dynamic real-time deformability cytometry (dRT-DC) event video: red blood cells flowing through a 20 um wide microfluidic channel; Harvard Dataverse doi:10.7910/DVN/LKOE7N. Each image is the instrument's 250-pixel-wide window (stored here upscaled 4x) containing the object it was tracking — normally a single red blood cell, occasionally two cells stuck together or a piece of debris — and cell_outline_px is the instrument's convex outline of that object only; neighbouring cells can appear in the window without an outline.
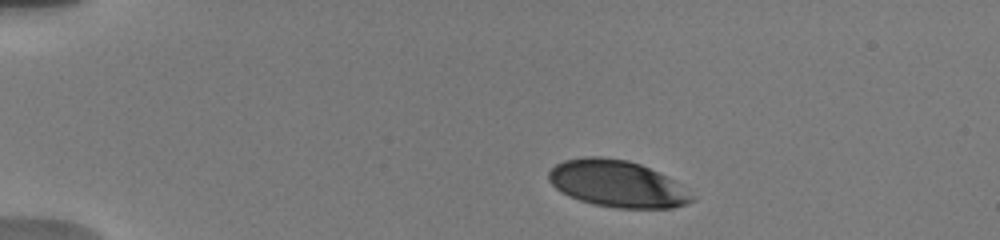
{"species": "human", "species_latin": "Homo sapiens", "temperature_condition": "warm", "stored_images_in_passage": 17, "camera_frame_rate_fps": 3000, "um_per_image_px": 0.085, "donor": {"sex": "male"}, "frame": {"image": 1, "passage_image": 1, "time_ms": 0.0, "image_size_px": [1000, 240], "cell_outline_px": [[696, 200], [688, 204], [672, 208], [616, 208], [592, 204], [568, 196], [560, 192], [548, 180], [548, 172], [556, 164], [564, 160], [584, 156], [600, 156], [628, 160], [640, 164], [668, 176], [692, 196]], "centroid_in_image_um": [52.43, 15.62], "position_along_channel_um": 32.6, "area_um2": 39.07}}
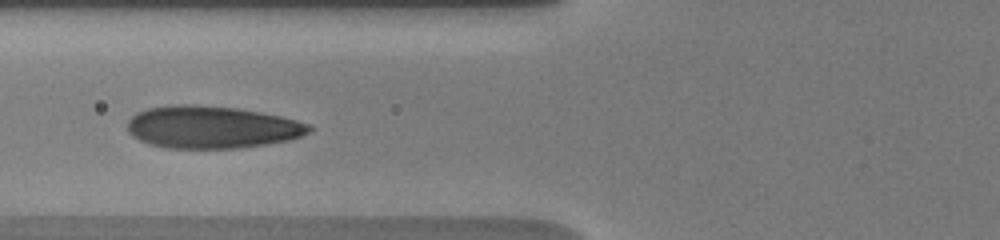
{"frame": {"image": 2, "passage_image": 12, "time_ms": 4.0, "image_size_px": [1000, 240], "cell_outline_px": [[312, 132], [288, 140], [268, 144], [240, 148], [164, 148], [148, 144], [132, 136], [128, 132], [128, 120], [136, 112], [148, 108], [180, 104], [196, 104], [236, 108], [260, 112], [280, 116], [312, 124]], "centroid_in_image_um": [18.0, 10.81], "position_along_channel_um": 107.8, "area_um2": 45.14}}
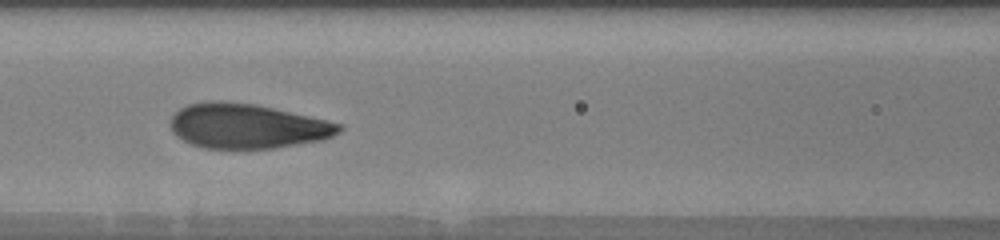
{"frame": {"image": 3, "passage_image": 15, "time_ms": 5.0, "image_size_px": [1000, 240], "cell_outline_px": [[344, 128], [340, 132], [324, 140], [272, 148], [204, 148], [192, 144], [176, 136], [172, 132], [168, 120], [180, 108], [188, 104], [212, 100], [220, 100], [252, 104], [272, 108], [308, 116], [340, 124]], "centroid_in_image_um": [20.96, 10.72], "position_along_channel_um": 145.6, "area_um2": 43.75}}